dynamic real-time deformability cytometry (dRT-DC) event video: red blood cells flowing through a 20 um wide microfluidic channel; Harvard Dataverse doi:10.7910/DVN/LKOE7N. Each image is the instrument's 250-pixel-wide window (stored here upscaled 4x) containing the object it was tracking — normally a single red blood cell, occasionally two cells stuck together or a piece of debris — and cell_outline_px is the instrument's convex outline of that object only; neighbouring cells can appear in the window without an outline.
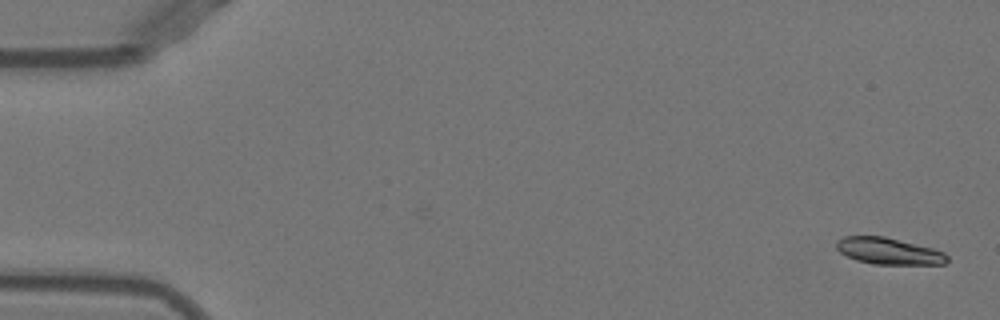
{"species": "Egyptian fruit bat (a non-hibernating species)", "species_latin": "Rousettus aegyptiacus", "temperature_condition": "warm", "stored_images_in_passage": 51, "camera_frame_rate_fps": 3000, "um_per_image_px": 0.085, "animal": {"sex": "female"}, "frame": {"image": 1, "passage_image": 1, "time_ms": 0.0, "image_size_px": [1000, 320], "cell_outline_px": [[948, 260], [944, 264], [872, 264], [856, 260], [840, 252], [836, 248], [836, 244], [844, 236], [884, 236], [932, 248], [944, 252], [948, 256]], "centroid_in_image_um": [75.55, 21.35], "position_along_channel_um": 9.5, "area_um2": 16.99}}
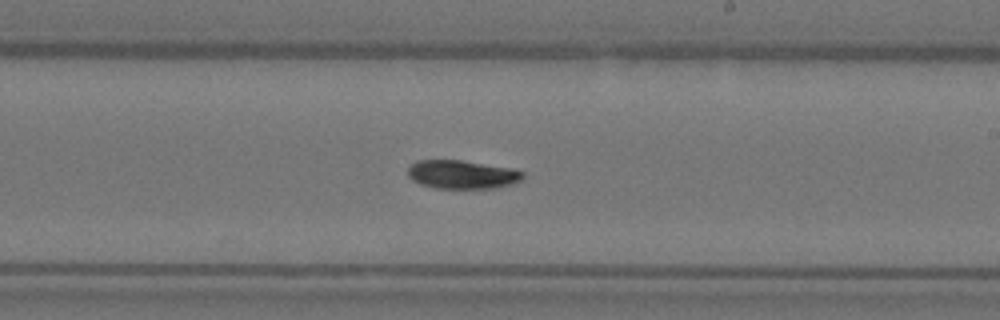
{"frame": {"image": 2, "passage_image": 30, "time_ms": 9.667, "image_size_px": [1000, 320], "cell_outline_px": [[524, 176], [520, 180], [512, 184], [496, 188], [436, 188], [420, 184], [412, 180], [408, 176], [408, 168], [416, 160], [460, 160], [512, 168], [524, 172]], "centroid_in_image_um": [39.27, 14.83], "position_along_channel_um": 249.7, "area_um2": 19.13}}
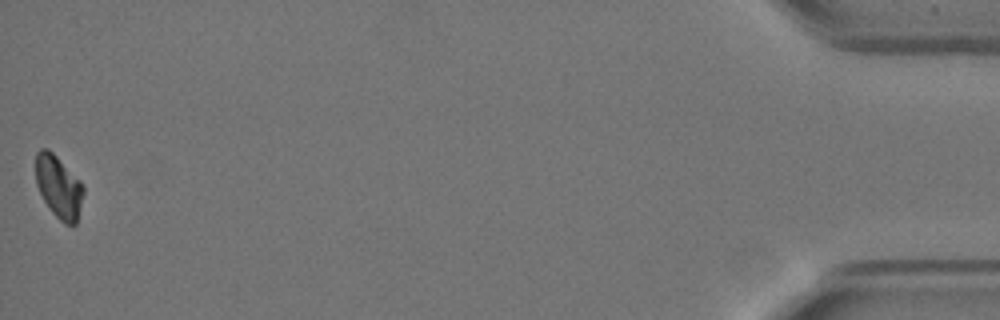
{"frame": {"image": 3, "passage_image": 51, "time_ms": 16.667, "image_size_px": [1000, 320], "cell_outline_px": [[84, 192], [76, 224], [64, 224], [52, 212], [44, 200], [36, 184], [36, 152], [40, 148], [48, 148], [84, 184]], "centroid_in_image_um": [4.99, 15.86], "position_along_channel_um": 430.2, "area_um2": 17.28}, "authors_computed_cell_mechanics": {"area_um2": 18.496, "velocity_mm_per_s": 3.9322, "shape_relaxation_time_tau1_ms": 4.8823, "shape_relaxation_time_tau2_ms": null, "deformation_change_tau1": 0.1568, "deformation_change_tau2": null}}